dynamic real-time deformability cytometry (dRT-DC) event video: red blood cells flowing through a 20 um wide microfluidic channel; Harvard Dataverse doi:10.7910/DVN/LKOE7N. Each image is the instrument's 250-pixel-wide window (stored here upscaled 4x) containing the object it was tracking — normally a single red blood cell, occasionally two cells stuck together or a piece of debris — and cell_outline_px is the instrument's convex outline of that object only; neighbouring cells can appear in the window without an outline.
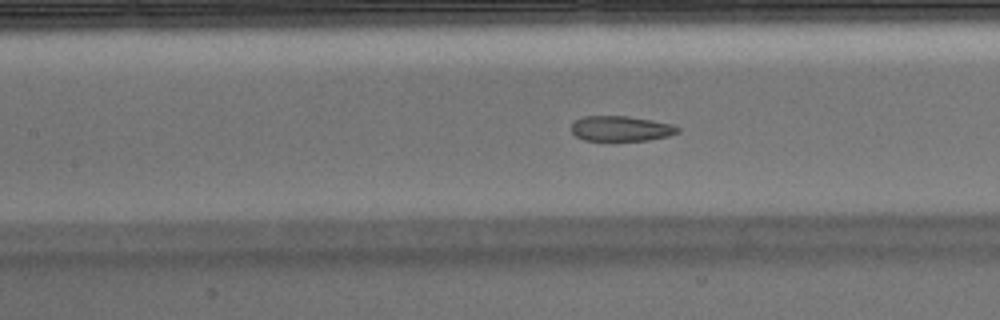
{"species": "Egyptian fruit bat (a non-hibernating species)", "species_latin": "Rousettus aegyptiacus", "temperature_condition": "warm", "stored_images_in_passage": 52, "camera_frame_rate_fps": 3000, "um_per_image_px": 0.085, "animal": {"sex": "male"}, "frame": {"image": 1, "passage_image": 23, "time_ms": 7.333, "image_size_px": [1000, 320], "cell_outline_px": [[680, 132], [668, 136], [648, 140], [584, 140], [576, 136], [572, 132], [572, 124], [576, 120], [584, 116], [628, 116], [652, 120], [672, 124], [680, 128]], "centroid_in_image_um": [52.81, 10.92], "position_along_channel_um": 154.6, "area_um2": 15.55}}
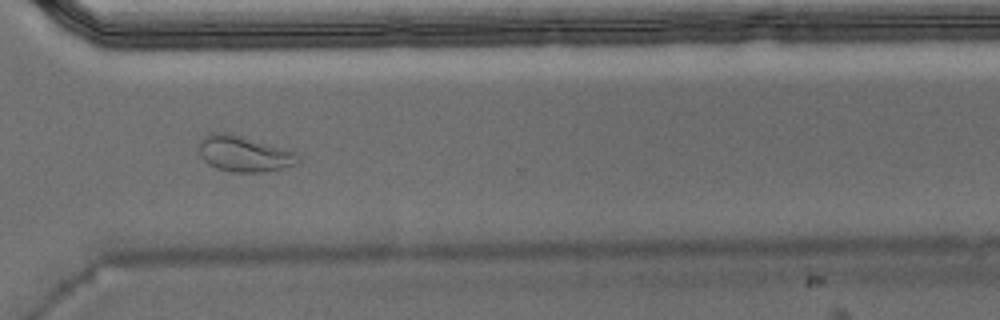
{"frame": {"image": 2, "passage_image": 38, "time_ms": 12.333, "image_size_px": [1000, 320], "cell_outline_px": [[300, 160], [296, 164], [264, 172], [232, 172], [216, 168], [208, 164], [200, 156], [200, 144], [204, 136], [212, 132], [232, 132], [292, 152], [300, 156]], "centroid_in_image_um": [20.7, 13.07], "position_along_channel_um": 349.9, "area_um2": 20.46}}
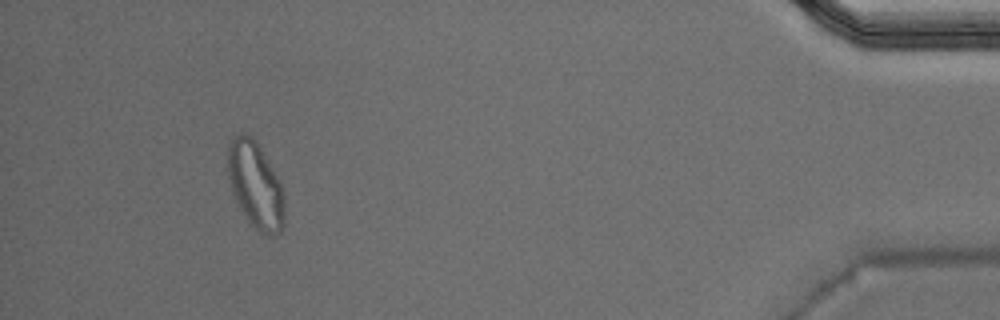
{"frame": {"image": 3, "passage_image": 48, "time_ms": 15.667, "image_size_px": [1000, 320], "cell_outline_px": [[284, 224], [280, 232], [272, 236], [268, 236], [260, 232], [248, 220], [232, 196], [228, 176], [228, 148], [232, 140], [240, 132], [244, 132], [256, 140], [276, 176], [284, 192]], "centroid_in_image_um": [21.71, 15.76], "position_along_channel_um": 413.5, "area_um2": 28.38}, "authors_computed_cell_mechanics": {"area_um2": 18.3804, "velocity_mm_per_s": 3.9127, "shape_relaxation_time_tau1_ms": null, "shape_relaxation_time_tau2_ms": 1.6076, "deformation_change_tau1": null, "deformation_change_tau2": 0.0782}}